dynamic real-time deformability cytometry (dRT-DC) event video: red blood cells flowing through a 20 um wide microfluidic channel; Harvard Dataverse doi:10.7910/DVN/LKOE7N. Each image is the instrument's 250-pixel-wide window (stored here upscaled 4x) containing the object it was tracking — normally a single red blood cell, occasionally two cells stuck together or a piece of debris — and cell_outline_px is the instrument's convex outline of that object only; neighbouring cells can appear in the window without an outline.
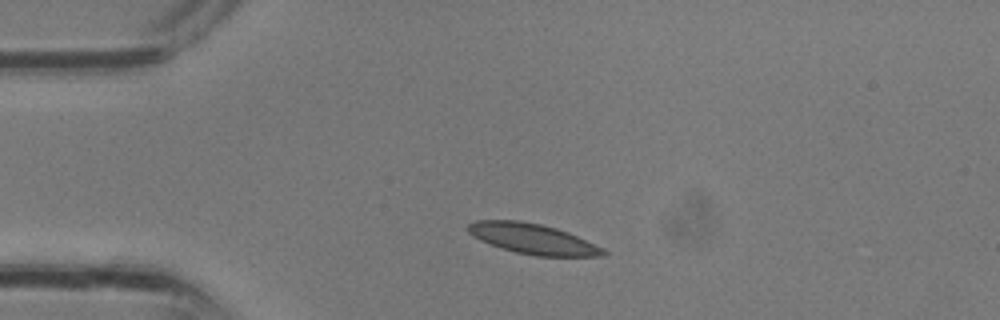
{"species": "common noctule bat (a hibernating species)", "species_latin": "Nyctalus noctula", "temperature_condition": "room temperature", "stored_images_in_passage": 1, "camera_frame_rate_fps": 3000, "um_per_image_px": 0.085, "animal": {"sex": "male", "body_mass_g": 13.3}, "frame": {"image": 1, "passage_image": 1, "time_ms": 0.0, "image_size_px": [1000, 320], "cell_outline_px": [[608, 252], [604, 256], [536, 256], [516, 252], [480, 240], [472, 236], [464, 228], [468, 224], [476, 220], [520, 220], [540, 224], [556, 228], [568, 232], [604, 248]], "centroid_in_image_um": [45.28, 20.29], "position_along_channel_um": 39.7, "area_um2": 23.87}}